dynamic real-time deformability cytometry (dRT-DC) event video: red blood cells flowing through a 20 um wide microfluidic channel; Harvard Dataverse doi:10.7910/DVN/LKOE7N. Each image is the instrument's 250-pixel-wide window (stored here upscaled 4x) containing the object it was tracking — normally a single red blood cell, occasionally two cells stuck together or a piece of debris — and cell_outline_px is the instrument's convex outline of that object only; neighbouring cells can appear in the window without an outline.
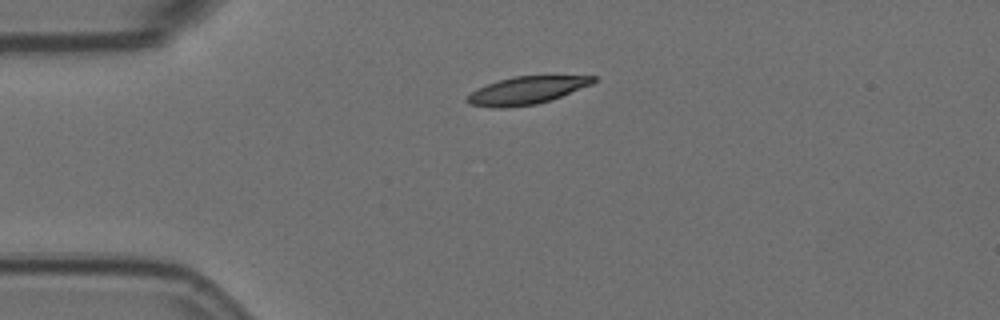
{"species": "Egyptian fruit bat (a non-hibernating species)", "species_latin": "Rousettus aegyptiacus", "temperature_condition": "room temperature", "stored_images_in_passage": 3, "camera_frame_rate_fps": 3000, "um_per_image_px": 0.085, "animal": {"sex": "female"}, "frame": {"image": 1, "passage_image": 1, "time_ms": 0.0, "image_size_px": [1000, 320], "cell_outline_px": [[596, 80], [592, 84], [552, 100], [536, 104], [504, 108], [492, 108], [472, 104], [464, 100], [476, 88], [512, 76], [596, 76]], "centroid_in_image_um": [44.76, 7.69], "position_along_channel_um": 40.2, "area_um2": 20.23}}
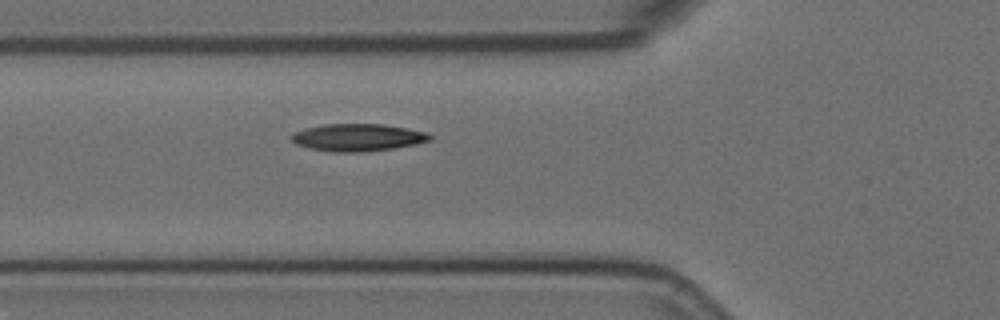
{"frame": {"image": 2, "passage_image": 3, "time_ms": 0.667, "image_size_px": [1000, 320], "cell_outline_px": [[432, 140], [416, 144], [396, 148], [360, 152], [332, 152], [308, 148], [296, 144], [292, 140], [292, 136], [296, 132], [304, 128], [324, 124], [384, 124], [408, 128], [428, 132], [432, 136]], "centroid_in_image_um": [30.46, 11.68], "position_along_channel_um": 95.3, "area_um2": 22.2}}